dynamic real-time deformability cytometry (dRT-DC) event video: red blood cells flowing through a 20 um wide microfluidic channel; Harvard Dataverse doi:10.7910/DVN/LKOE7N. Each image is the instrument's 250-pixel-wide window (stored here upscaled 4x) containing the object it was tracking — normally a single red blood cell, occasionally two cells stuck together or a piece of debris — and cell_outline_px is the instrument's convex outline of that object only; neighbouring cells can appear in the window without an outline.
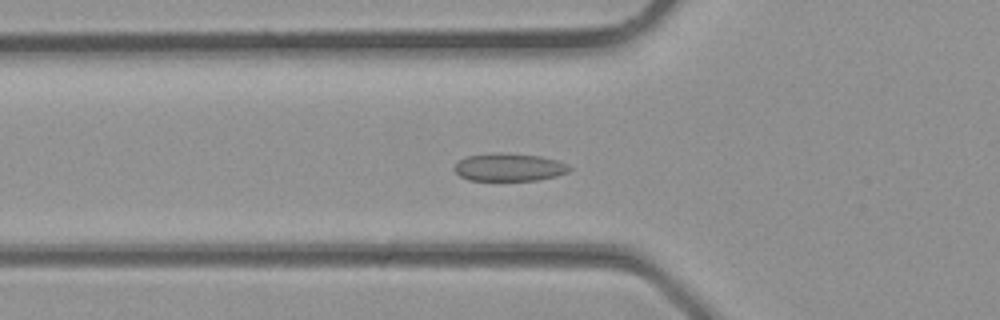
{"species": "common noctule bat (a hibernating species)", "species_latin": "Nyctalus noctula", "temperature_condition": "room temperature", "stored_images_in_passage": 34, "camera_frame_rate_fps": 3000, "um_per_image_px": 0.085, "animal": {"sex": "male", "body_mass_g": 23.1, "forearm_length_mm": 52.7}, "frame": {"image": 1, "passage_image": 10, "time_ms": 3.0, "image_size_px": [1000, 320], "cell_outline_px": [[572, 168], [568, 172], [556, 176], [536, 180], [468, 180], [460, 176], [452, 168], [460, 160], [468, 156], [492, 152], [500, 152], [540, 156], [556, 160], [568, 164]], "centroid_in_image_um": [43.27, 14.21], "position_along_channel_um": 82.5, "area_um2": 18.67}}
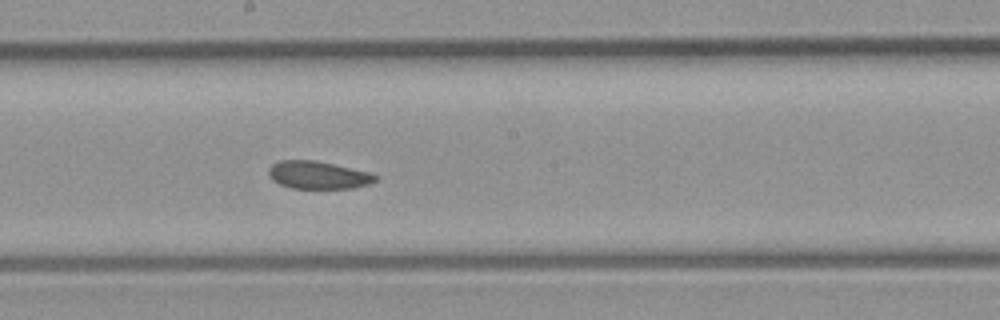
{"frame": {"image": 2, "passage_image": 17, "time_ms": 5.333, "image_size_px": [1000, 320], "cell_outline_px": [[380, 176], [376, 180], [368, 184], [352, 188], [292, 188], [280, 184], [272, 180], [268, 176], [268, 168], [272, 164], [280, 160], [316, 160], [372, 172]], "centroid_in_image_um": [27.05, 14.87], "position_along_channel_um": 221.1, "area_um2": 17.46}}
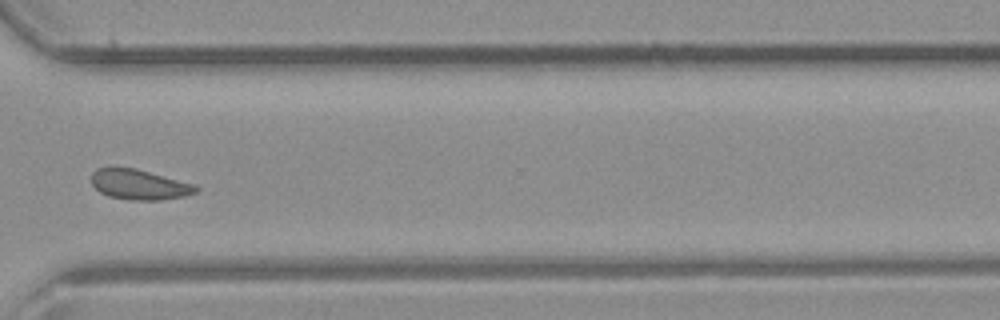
{"frame": {"image": 3, "passage_image": 24, "time_ms": 7.667, "image_size_px": [1000, 320], "cell_outline_px": [[200, 188], [196, 192], [184, 196], [160, 200], [132, 200], [108, 196], [100, 192], [92, 184], [92, 172], [96, 168], [108, 164], [116, 164], [136, 168], [196, 184]], "centroid_in_image_um": [11.79, 15.63], "position_along_channel_um": 358.8, "area_um2": 19.07}}